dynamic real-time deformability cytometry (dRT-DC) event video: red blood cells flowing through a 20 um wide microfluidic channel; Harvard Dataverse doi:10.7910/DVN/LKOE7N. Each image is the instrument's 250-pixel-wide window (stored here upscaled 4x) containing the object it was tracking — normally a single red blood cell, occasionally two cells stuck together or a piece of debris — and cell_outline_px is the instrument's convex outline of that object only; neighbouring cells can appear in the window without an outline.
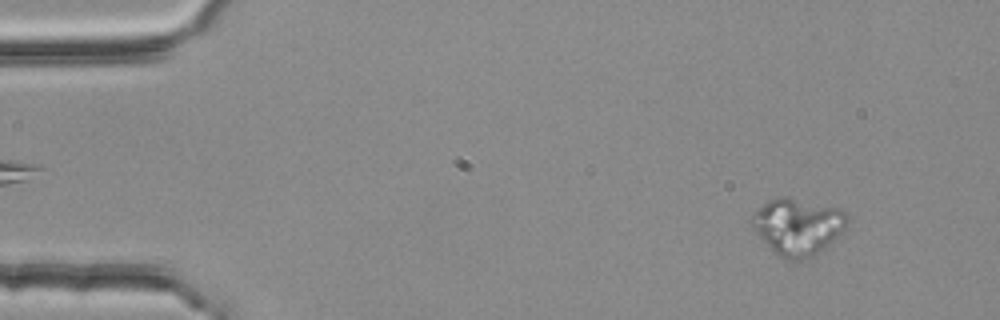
{"species": "common noctule bat (a hibernating species)", "species_latin": "Nyctalus noctula", "temperature_condition": "room temperature", "stored_images_in_passage": 53, "camera_frame_rate_fps": 3000, "um_per_image_px": 0.085, "animal": {"sex": "female", "body_mass_g": 25.1}, "frame": {"image": 1, "passage_image": 4, "time_ms": 1.0, "image_size_px": [1000, 320], "cell_outline_px": [[848, 224], [820, 252], [812, 256], [800, 260], [784, 260], [760, 236], [748, 220], [768, 200], [784, 196], [840, 208], [848, 216]], "centroid_in_image_um": [67.82, 19.24], "position_along_channel_um": 17.2, "area_um2": 30.81}}
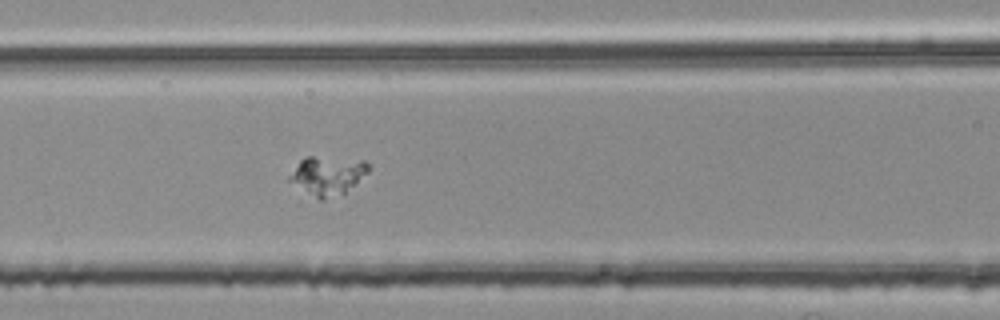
{"frame": {"image": 2, "passage_image": 22, "time_ms": 7.0, "image_size_px": [1000, 320], "cell_outline_px": [[368, 172], [344, 192], [324, 200], [320, 200], [288, 180], [288, 176], [300, 160], [308, 156], [312, 156], [364, 160], [368, 164]], "centroid_in_image_um": [27.82, 14.9], "position_along_channel_um": 138.8, "area_um2": 17.34}}
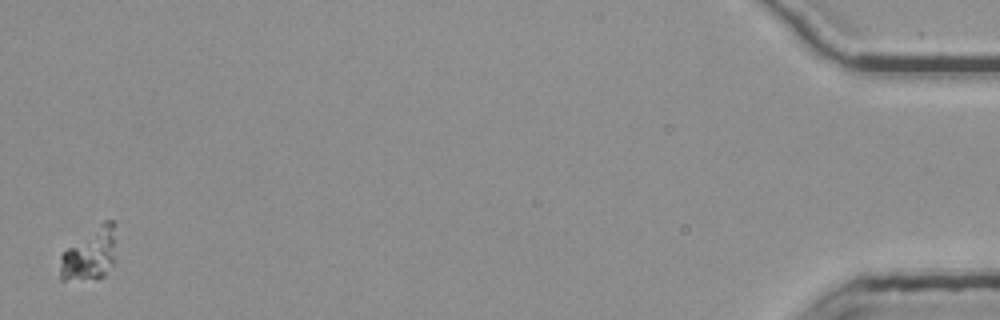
{"frame": {"image": 3, "passage_image": 53, "time_ms": 17.333, "image_size_px": [1000, 320], "cell_outline_px": [[116, 224], [112, 264], [104, 276], [96, 280], [60, 280], [60, 256], [68, 248], [104, 220], [112, 220]], "centroid_in_image_um": [7.64, 21.62], "position_along_channel_um": 427.6, "area_um2": 16.99}}